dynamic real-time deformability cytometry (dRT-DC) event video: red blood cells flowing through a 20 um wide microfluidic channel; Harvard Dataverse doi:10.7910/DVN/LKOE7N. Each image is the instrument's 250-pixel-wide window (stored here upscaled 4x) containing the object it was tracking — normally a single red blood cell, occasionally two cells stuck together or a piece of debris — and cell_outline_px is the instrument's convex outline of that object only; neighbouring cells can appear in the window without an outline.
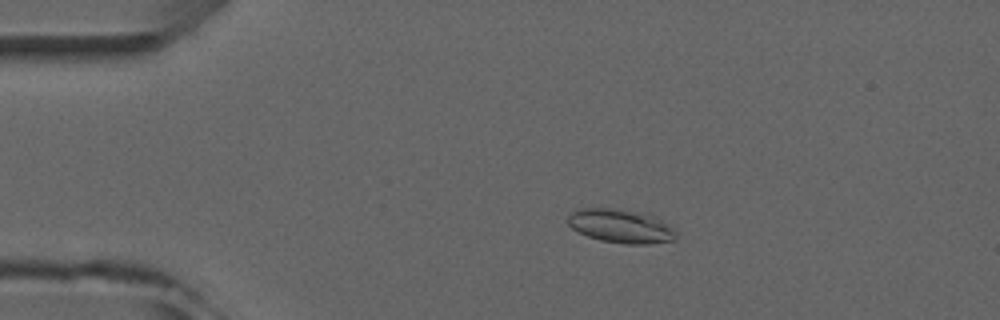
{"species": "common noctule bat (a hibernating species)", "species_latin": "Nyctalus noctula", "temperature_condition": "room temperature", "stored_images_in_passage": 7, "camera_frame_rate_fps": 3000, "um_per_image_px": 0.085, "animal": {"sex": "male", "forearm_length_mm": 52.5}, "frame": {"image": 1, "passage_image": 4, "time_ms": 3.333, "image_size_px": [1000, 320], "cell_outline_px": [[676, 240], [648, 244], [624, 244], [600, 240], [588, 236], [572, 228], [568, 224], [568, 216], [576, 208], [612, 208], [648, 212], [656, 216], [672, 228], [676, 232]], "centroid_in_image_um": [52.79, 19.2], "position_along_channel_um": 32.2, "area_um2": 21.56}}
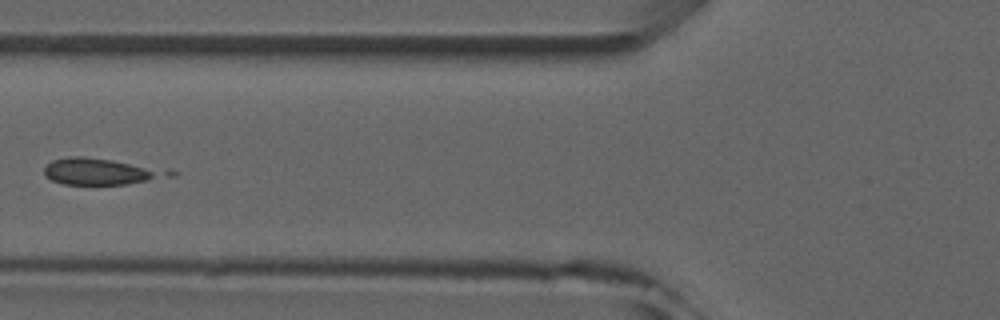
{"frame": {"image": 2, "passage_image": 7, "time_ms": 6.667, "image_size_px": [1000, 320], "cell_outline_px": [[180, 172], [176, 176], [124, 184], [64, 184], [52, 180], [44, 176], [44, 168], [52, 160], [68, 156], [84, 156], [168, 168]], "centroid_in_image_um": [8.69, 14.57], "position_along_channel_um": 117.1, "area_um2": 19.65}}